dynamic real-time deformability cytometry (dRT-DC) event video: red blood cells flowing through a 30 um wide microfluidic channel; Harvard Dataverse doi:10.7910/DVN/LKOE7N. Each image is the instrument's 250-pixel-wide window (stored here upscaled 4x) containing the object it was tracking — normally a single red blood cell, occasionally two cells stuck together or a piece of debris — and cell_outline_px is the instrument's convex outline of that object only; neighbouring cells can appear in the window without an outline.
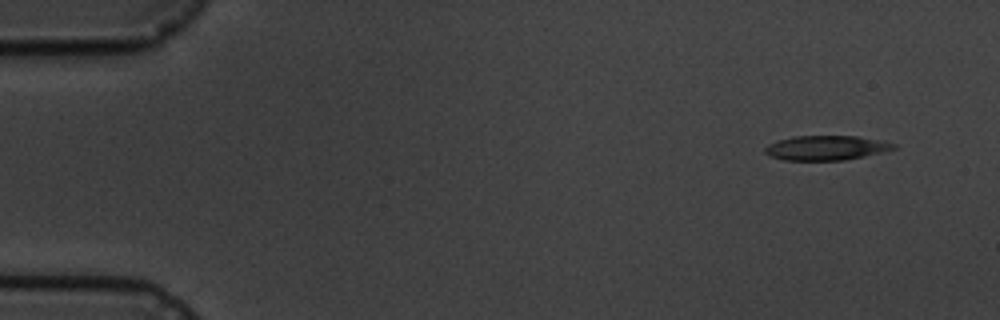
{"species": "common noctule bat (a hibernating species)", "species_latin": "Nyctalus noctula", "temperature_condition": "cold", "stored_images_in_passage": 5, "camera_frame_rate_fps": 3000, "um_per_image_px": 0.085, "animal": {"sex": "male", "body_mass_g": 19.5, "forearm_length_mm": 54.6}, "frame": {"image": 1, "passage_image": 1, "time_ms": 0.0, "image_size_px": [1000, 320], "cell_outline_px": [[900, 148], [884, 152], [844, 160], [784, 160], [768, 156], [764, 152], [764, 148], [768, 144], [792, 136], [856, 136], [884, 140], [896, 144]], "centroid_in_image_um": [70.27, 12.56], "position_along_channel_um": 14.7, "area_um2": 18.67}}
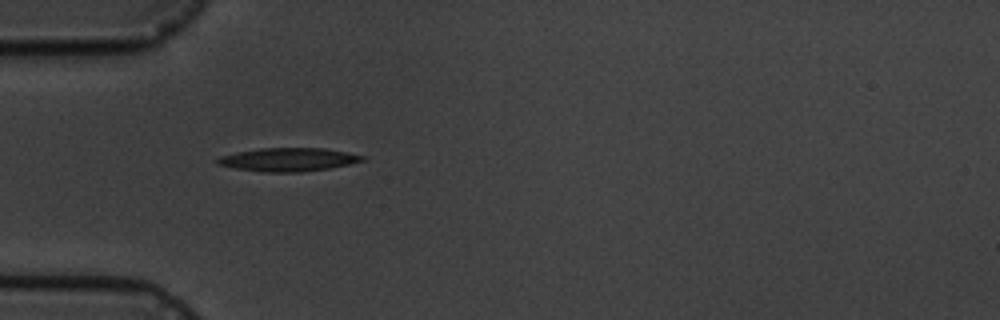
{"frame": {"image": 2, "passage_image": 4, "time_ms": 4.333, "image_size_px": [1000, 320], "cell_outline_px": [[368, 156], [364, 160], [348, 164], [328, 168], [300, 172], [260, 172], [236, 168], [216, 164], [216, 160], [220, 156], [236, 152], [260, 148], [324, 148]], "centroid_in_image_um": [24.49, 13.56], "position_along_channel_um": 60.5, "area_um2": 19.71}}
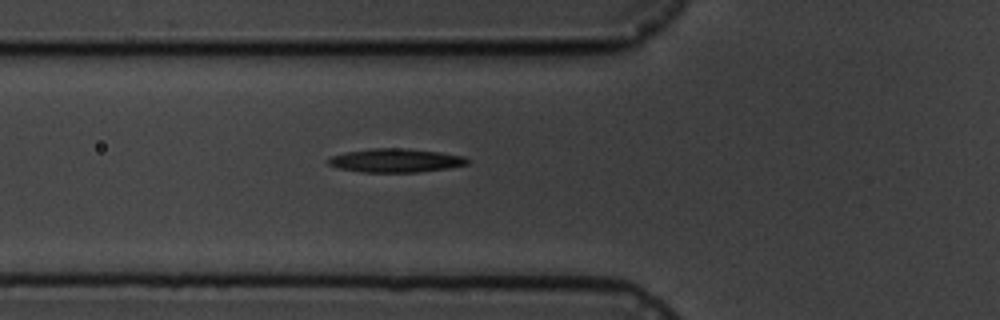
{"frame": {"image": 3, "passage_image": 5, "time_ms": 5.333, "image_size_px": [1000, 320], "cell_outline_px": [[468, 164], [448, 168], [420, 172], [360, 172], [336, 168], [328, 164], [328, 160], [332, 156], [348, 152], [376, 148], [404, 148], [440, 152], [464, 156], [468, 160]], "centroid_in_image_um": [33.64, 13.65], "position_along_channel_um": 92.2, "area_um2": 19.07}}